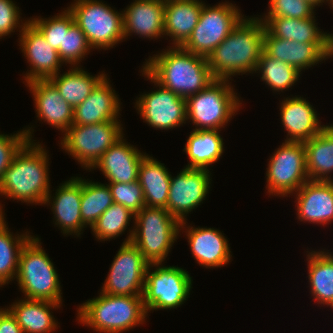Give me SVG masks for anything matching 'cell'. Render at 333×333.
<instances>
[{
	"label": "cell",
	"mask_w": 333,
	"mask_h": 333,
	"mask_svg": "<svg viewBox=\"0 0 333 333\" xmlns=\"http://www.w3.org/2000/svg\"><path fill=\"white\" fill-rule=\"evenodd\" d=\"M108 186L113 201L128 208L134 214L145 206L143 190L138 180L131 183H109Z\"/></svg>",
	"instance_id": "ab89813d"
},
{
	"label": "cell",
	"mask_w": 333,
	"mask_h": 333,
	"mask_svg": "<svg viewBox=\"0 0 333 333\" xmlns=\"http://www.w3.org/2000/svg\"><path fill=\"white\" fill-rule=\"evenodd\" d=\"M20 13L19 7L12 0H0V39L11 35L16 29H23L29 19L24 23L21 20L20 25Z\"/></svg>",
	"instance_id": "7bdbcfd3"
},
{
	"label": "cell",
	"mask_w": 333,
	"mask_h": 333,
	"mask_svg": "<svg viewBox=\"0 0 333 333\" xmlns=\"http://www.w3.org/2000/svg\"><path fill=\"white\" fill-rule=\"evenodd\" d=\"M163 163L148 154L141 160L138 182L142 187L145 206L166 208L171 174Z\"/></svg>",
	"instance_id": "f1b7e54d"
},
{
	"label": "cell",
	"mask_w": 333,
	"mask_h": 333,
	"mask_svg": "<svg viewBox=\"0 0 333 333\" xmlns=\"http://www.w3.org/2000/svg\"><path fill=\"white\" fill-rule=\"evenodd\" d=\"M240 12L235 5L228 2L212 7L203 3L199 21L181 47L190 53L208 58L244 17Z\"/></svg>",
	"instance_id": "8fae6325"
},
{
	"label": "cell",
	"mask_w": 333,
	"mask_h": 333,
	"mask_svg": "<svg viewBox=\"0 0 333 333\" xmlns=\"http://www.w3.org/2000/svg\"><path fill=\"white\" fill-rule=\"evenodd\" d=\"M264 51L271 57L279 59L302 70L326 60V43H299L272 36L264 31Z\"/></svg>",
	"instance_id": "603a6c76"
},
{
	"label": "cell",
	"mask_w": 333,
	"mask_h": 333,
	"mask_svg": "<svg viewBox=\"0 0 333 333\" xmlns=\"http://www.w3.org/2000/svg\"><path fill=\"white\" fill-rule=\"evenodd\" d=\"M31 19V20H30ZM29 21L42 33L46 42L50 44L55 50L63 47L64 30L69 28L75 23L72 13L68 8L49 19L41 17L30 18Z\"/></svg>",
	"instance_id": "74e56055"
},
{
	"label": "cell",
	"mask_w": 333,
	"mask_h": 333,
	"mask_svg": "<svg viewBox=\"0 0 333 333\" xmlns=\"http://www.w3.org/2000/svg\"><path fill=\"white\" fill-rule=\"evenodd\" d=\"M123 243L132 242L151 263H162L180 232V222L166 208L144 206Z\"/></svg>",
	"instance_id": "5b68a950"
},
{
	"label": "cell",
	"mask_w": 333,
	"mask_h": 333,
	"mask_svg": "<svg viewBox=\"0 0 333 333\" xmlns=\"http://www.w3.org/2000/svg\"><path fill=\"white\" fill-rule=\"evenodd\" d=\"M61 304L44 300L21 299L7 309L16 318L24 333H50L58 327L50 309H58Z\"/></svg>",
	"instance_id": "4316f807"
},
{
	"label": "cell",
	"mask_w": 333,
	"mask_h": 333,
	"mask_svg": "<svg viewBox=\"0 0 333 333\" xmlns=\"http://www.w3.org/2000/svg\"><path fill=\"white\" fill-rule=\"evenodd\" d=\"M229 82L227 79H215L202 91L186 99L187 120H192L196 127L194 130L225 128L239 111L242 102Z\"/></svg>",
	"instance_id": "52a82bcc"
},
{
	"label": "cell",
	"mask_w": 333,
	"mask_h": 333,
	"mask_svg": "<svg viewBox=\"0 0 333 333\" xmlns=\"http://www.w3.org/2000/svg\"><path fill=\"white\" fill-rule=\"evenodd\" d=\"M257 71L261 72L262 81L276 92L288 90L300 77V72L296 68L269 56L265 51L258 61L255 73Z\"/></svg>",
	"instance_id": "d590c367"
},
{
	"label": "cell",
	"mask_w": 333,
	"mask_h": 333,
	"mask_svg": "<svg viewBox=\"0 0 333 333\" xmlns=\"http://www.w3.org/2000/svg\"><path fill=\"white\" fill-rule=\"evenodd\" d=\"M328 4L333 8V0H328Z\"/></svg>",
	"instance_id": "7dc6e473"
},
{
	"label": "cell",
	"mask_w": 333,
	"mask_h": 333,
	"mask_svg": "<svg viewBox=\"0 0 333 333\" xmlns=\"http://www.w3.org/2000/svg\"><path fill=\"white\" fill-rule=\"evenodd\" d=\"M261 21L274 37L299 43H326L327 32L318 29L315 15L306 19L265 17Z\"/></svg>",
	"instance_id": "f546056e"
},
{
	"label": "cell",
	"mask_w": 333,
	"mask_h": 333,
	"mask_svg": "<svg viewBox=\"0 0 333 333\" xmlns=\"http://www.w3.org/2000/svg\"><path fill=\"white\" fill-rule=\"evenodd\" d=\"M164 9L165 0H135L122 11L124 38L131 33L150 39L164 36Z\"/></svg>",
	"instance_id": "7402d4cb"
},
{
	"label": "cell",
	"mask_w": 333,
	"mask_h": 333,
	"mask_svg": "<svg viewBox=\"0 0 333 333\" xmlns=\"http://www.w3.org/2000/svg\"><path fill=\"white\" fill-rule=\"evenodd\" d=\"M266 27L258 17H243L231 33L208 56V65L215 79L254 73L264 51Z\"/></svg>",
	"instance_id": "7a4b0ae2"
},
{
	"label": "cell",
	"mask_w": 333,
	"mask_h": 333,
	"mask_svg": "<svg viewBox=\"0 0 333 333\" xmlns=\"http://www.w3.org/2000/svg\"><path fill=\"white\" fill-rule=\"evenodd\" d=\"M142 75L159 89L140 95L135 102L142 119L151 127L169 130L180 127L187 120L186 99L158 85L143 69Z\"/></svg>",
	"instance_id": "9a60e30c"
},
{
	"label": "cell",
	"mask_w": 333,
	"mask_h": 333,
	"mask_svg": "<svg viewBox=\"0 0 333 333\" xmlns=\"http://www.w3.org/2000/svg\"><path fill=\"white\" fill-rule=\"evenodd\" d=\"M115 92L106 75L90 95L74 108L73 124L91 125L105 121H120V100Z\"/></svg>",
	"instance_id": "ffe728a7"
},
{
	"label": "cell",
	"mask_w": 333,
	"mask_h": 333,
	"mask_svg": "<svg viewBox=\"0 0 333 333\" xmlns=\"http://www.w3.org/2000/svg\"><path fill=\"white\" fill-rule=\"evenodd\" d=\"M0 333H24L16 318L6 309H0Z\"/></svg>",
	"instance_id": "ee69618b"
},
{
	"label": "cell",
	"mask_w": 333,
	"mask_h": 333,
	"mask_svg": "<svg viewBox=\"0 0 333 333\" xmlns=\"http://www.w3.org/2000/svg\"><path fill=\"white\" fill-rule=\"evenodd\" d=\"M122 136L89 169L100 168L110 183H131L138 180L141 160L146 153H141Z\"/></svg>",
	"instance_id": "ac0fdd59"
},
{
	"label": "cell",
	"mask_w": 333,
	"mask_h": 333,
	"mask_svg": "<svg viewBox=\"0 0 333 333\" xmlns=\"http://www.w3.org/2000/svg\"><path fill=\"white\" fill-rule=\"evenodd\" d=\"M106 76L101 73L92 76L82 68L75 66L67 70L62 75L58 72L49 81L56 87L62 98L74 109L82 103L96 87V85Z\"/></svg>",
	"instance_id": "d6a6232c"
},
{
	"label": "cell",
	"mask_w": 333,
	"mask_h": 333,
	"mask_svg": "<svg viewBox=\"0 0 333 333\" xmlns=\"http://www.w3.org/2000/svg\"><path fill=\"white\" fill-rule=\"evenodd\" d=\"M39 142H27L0 180V194L14 200L44 204L50 192L49 156Z\"/></svg>",
	"instance_id": "3957f363"
},
{
	"label": "cell",
	"mask_w": 333,
	"mask_h": 333,
	"mask_svg": "<svg viewBox=\"0 0 333 333\" xmlns=\"http://www.w3.org/2000/svg\"><path fill=\"white\" fill-rule=\"evenodd\" d=\"M210 171L204 168L184 167L176 177L170 178L166 209L186 228V216L205 200L209 192Z\"/></svg>",
	"instance_id": "5bb4252c"
},
{
	"label": "cell",
	"mask_w": 333,
	"mask_h": 333,
	"mask_svg": "<svg viewBox=\"0 0 333 333\" xmlns=\"http://www.w3.org/2000/svg\"><path fill=\"white\" fill-rule=\"evenodd\" d=\"M67 8L93 49L107 50L125 39L122 12L113 10L104 2L74 0Z\"/></svg>",
	"instance_id": "ba28073f"
},
{
	"label": "cell",
	"mask_w": 333,
	"mask_h": 333,
	"mask_svg": "<svg viewBox=\"0 0 333 333\" xmlns=\"http://www.w3.org/2000/svg\"><path fill=\"white\" fill-rule=\"evenodd\" d=\"M40 239L32 237L22 248L16 281L25 299L62 304L59 277Z\"/></svg>",
	"instance_id": "8992f818"
},
{
	"label": "cell",
	"mask_w": 333,
	"mask_h": 333,
	"mask_svg": "<svg viewBox=\"0 0 333 333\" xmlns=\"http://www.w3.org/2000/svg\"><path fill=\"white\" fill-rule=\"evenodd\" d=\"M0 206V287L16 278L22 248L33 237L28 232L13 235L7 227Z\"/></svg>",
	"instance_id": "836d02e7"
},
{
	"label": "cell",
	"mask_w": 333,
	"mask_h": 333,
	"mask_svg": "<svg viewBox=\"0 0 333 333\" xmlns=\"http://www.w3.org/2000/svg\"><path fill=\"white\" fill-rule=\"evenodd\" d=\"M149 265L132 242L122 243L101 292L109 295L142 296Z\"/></svg>",
	"instance_id": "4fadbf2b"
},
{
	"label": "cell",
	"mask_w": 333,
	"mask_h": 333,
	"mask_svg": "<svg viewBox=\"0 0 333 333\" xmlns=\"http://www.w3.org/2000/svg\"><path fill=\"white\" fill-rule=\"evenodd\" d=\"M51 190L47 194L44 204L52 205L55 224L61 228V232L65 235H76L79 237L82 229L87 227L81 216L80 204L82 197V178L73 177L65 181L55 192V196L51 197ZM52 198V200H51ZM53 201V203H52Z\"/></svg>",
	"instance_id": "e0dca14e"
},
{
	"label": "cell",
	"mask_w": 333,
	"mask_h": 333,
	"mask_svg": "<svg viewBox=\"0 0 333 333\" xmlns=\"http://www.w3.org/2000/svg\"><path fill=\"white\" fill-rule=\"evenodd\" d=\"M146 60L143 70L160 86L187 99L215 80L207 57L170 46Z\"/></svg>",
	"instance_id": "6da1fadb"
},
{
	"label": "cell",
	"mask_w": 333,
	"mask_h": 333,
	"mask_svg": "<svg viewBox=\"0 0 333 333\" xmlns=\"http://www.w3.org/2000/svg\"><path fill=\"white\" fill-rule=\"evenodd\" d=\"M314 9L306 0H270L269 12L264 17L306 19L315 15Z\"/></svg>",
	"instance_id": "b9f144b4"
},
{
	"label": "cell",
	"mask_w": 333,
	"mask_h": 333,
	"mask_svg": "<svg viewBox=\"0 0 333 333\" xmlns=\"http://www.w3.org/2000/svg\"><path fill=\"white\" fill-rule=\"evenodd\" d=\"M185 233L191 253L200 266L215 268L230 262L232 257L230 245L221 231L214 228L188 226Z\"/></svg>",
	"instance_id": "d4e9b609"
},
{
	"label": "cell",
	"mask_w": 333,
	"mask_h": 333,
	"mask_svg": "<svg viewBox=\"0 0 333 333\" xmlns=\"http://www.w3.org/2000/svg\"><path fill=\"white\" fill-rule=\"evenodd\" d=\"M32 93L38 119L66 132L73 124L74 109L62 98L49 80H35L26 84Z\"/></svg>",
	"instance_id": "44dd1931"
},
{
	"label": "cell",
	"mask_w": 333,
	"mask_h": 333,
	"mask_svg": "<svg viewBox=\"0 0 333 333\" xmlns=\"http://www.w3.org/2000/svg\"><path fill=\"white\" fill-rule=\"evenodd\" d=\"M122 124L119 121H105L98 124H72L62 134L61 147L81 167L90 169L96 161L123 136Z\"/></svg>",
	"instance_id": "9c48e42d"
},
{
	"label": "cell",
	"mask_w": 333,
	"mask_h": 333,
	"mask_svg": "<svg viewBox=\"0 0 333 333\" xmlns=\"http://www.w3.org/2000/svg\"><path fill=\"white\" fill-rule=\"evenodd\" d=\"M280 111L281 123L288 133L285 141L310 140L326 126L321 125L317 111L301 96L282 100Z\"/></svg>",
	"instance_id": "cb8c5ba5"
},
{
	"label": "cell",
	"mask_w": 333,
	"mask_h": 333,
	"mask_svg": "<svg viewBox=\"0 0 333 333\" xmlns=\"http://www.w3.org/2000/svg\"><path fill=\"white\" fill-rule=\"evenodd\" d=\"M306 1L309 2L311 5H313L314 7L320 6L324 2H328V0H306Z\"/></svg>",
	"instance_id": "bcb514c9"
},
{
	"label": "cell",
	"mask_w": 333,
	"mask_h": 333,
	"mask_svg": "<svg viewBox=\"0 0 333 333\" xmlns=\"http://www.w3.org/2000/svg\"><path fill=\"white\" fill-rule=\"evenodd\" d=\"M100 293L79 305L78 322L103 333H123L146 322L143 296Z\"/></svg>",
	"instance_id": "277c9868"
},
{
	"label": "cell",
	"mask_w": 333,
	"mask_h": 333,
	"mask_svg": "<svg viewBox=\"0 0 333 333\" xmlns=\"http://www.w3.org/2000/svg\"><path fill=\"white\" fill-rule=\"evenodd\" d=\"M92 50L86 35L80 27L74 23L69 30H64L63 47H59L58 55L61 61L78 65L80 61ZM79 62V63H78Z\"/></svg>",
	"instance_id": "f35d334b"
},
{
	"label": "cell",
	"mask_w": 333,
	"mask_h": 333,
	"mask_svg": "<svg viewBox=\"0 0 333 333\" xmlns=\"http://www.w3.org/2000/svg\"><path fill=\"white\" fill-rule=\"evenodd\" d=\"M30 128V129H29ZM18 131L16 134H0V180L13 161L14 156L27 143L33 142L31 127Z\"/></svg>",
	"instance_id": "60d3db41"
},
{
	"label": "cell",
	"mask_w": 333,
	"mask_h": 333,
	"mask_svg": "<svg viewBox=\"0 0 333 333\" xmlns=\"http://www.w3.org/2000/svg\"><path fill=\"white\" fill-rule=\"evenodd\" d=\"M203 2L199 0H165L164 35L173 46H182L196 27Z\"/></svg>",
	"instance_id": "484cf974"
},
{
	"label": "cell",
	"mask_w": 333,
	"mask_h": 333,
	"mask_svg": "<svg viewBox=\"0 0 333 333\" xmlns=\"http://www.w3.org/2000/svg\"><path fill=\"white\" fill-rule=\"evenodd\" d=\"M218 131L221 130L191 131L184 148L190 160L187 168L209 169L210 165L220 159L224 152V142Z\"/></svg>",
	"instance_id": "4dcf8cb0"
},
{
	"label": "cell",
	"mask_w": 333,
	"mask_h": 333,
	"mask_svg": "<svg viewBox=\"0 0 333 333\" xmlns=\"http://www.w3.org/2000/svg\"><path fill=\"white\" fill-rule=\"evenodd\" d=\"M306 170L312 181H332L333 125H326L316 136L303 142Z\"/></svg>",
	"instance_id": "83f0119b"
},
{
	"label": "cell",
	"mask_w": 333,
	"mask_h": 333,
	"mask_svg": "<svg viewBox=\"0 0 333 333\" xmlns=\"http://www.w3.org/2000/svg\"><path fill=\"white\" fill-rule=\"evenodd\" d=\"M311 294L317 304L333 308V255L326 251H311L307 255Z\"/></svg>",
	"instance_id": "1f68e13d"
},
{
	"label": "cell",
	"mask_w": 333,
	"mask_h": 333,
	"mask_svg": "<svg viewBox=\"0 0 333 333\" xmlns=\"http://www.w3.org/2000/svg\"><path fill=\"white\" fill-rule=\"evenodd\" d=\"M151 267L156 268L151 272ZM191 278L183 268L151 263L146 271L142 295L147 315L151 310H170L182 305L190 295Z\"/></svg>",
	"instance_id": "30bf717a"
},
{
	"label": "cell",
	"mask_w": 333,
	"mask_h": 333,
	"mask_svg": "<svg viewBox=\"0 0 333 333\" xmlns=\"http://www.w3.org/2000/svg\"><path fill=\"white\" fill-rule=\"evenodd\" d=\"M134 219L135 214L128 208L118 203L109 206L90 228L100 241H108L111 238L120 236L130 224V219Z\"/></svg>",
	"instance_id": "8d00e7d4"
},
{
	"label": "cell",
	"mask_w": 333,
	"mask_h": 333,
	"mask_svg": "<svg viewBox=\"0 0 333 333\" xmlns=\"http://www.w3.org/2000/svg\"><path fill=\"white\" fill-rule=\"evenodd\" d=\"M114 203L108 184L82 179L81 216L90 228L101 214Z\"/></svg>",
	"instance_id": "e575fe53"
},
{
	"label": "cell",
	"mask_w": 333,
	"mask_h": 333,
	"mask_svg": "<svg viewBox=\"0 0 333 333\" xmlns=\"http://www.w3.org/2000/svg\"><path fill=\"white\" fill-rule=\"evenodd\" d=\"M268 163L266 188L269 195H291L310 180L303 142L285 141L276 149Z\"/></svg>",
	"instance_id": "7c38bea8"
},
{
	"label": "cell",
	"mask_w": 333,
	"mask_h": 333,
	"mask_svg": "<svg viewBox=\"0 0 333 333\" xmlns=\"http://www.w3.org/2000/svg\"><path fill=\"white\" fill-rule=\"evenodd\" d=\"M333 56V34L327 33L326 39V59Z\"/></svg>",
	"instance_id": "f6af8a7d"
},
{
	"label": "cell",
	"mask_w": 333,
	"mask_h": 333,
	"mask_svg": "<svg viewBox=\"0 0 333 333\" xmlns=\"http://www.w3.org/2000/svg\"><path fill=\"white\" fill-rule=\"evenodd\" d=\"M300 221L326 225L333 220V180H308L296 193Z\"/></svg>",
	"instance_id": "d6986e66"
},
{
	"label": "cell",
	"mask_w": 333,
	"mask_h": 333,
	"mask_svg": "<svg viewBox=\"0 0 333 333\" xmlns=\"http://www.w3.org/2000/svg\"><path fill=\"white\" fill-rule=\"evenodd\" d=\"M19 46L30 65L24 80L26 83L35 80H49L55 76L62 65L58 51L46 42L42 33L28 21L22 30H19Z\"/></svg>",
	"instance_id": "2e32d148"
}]
</instances>
